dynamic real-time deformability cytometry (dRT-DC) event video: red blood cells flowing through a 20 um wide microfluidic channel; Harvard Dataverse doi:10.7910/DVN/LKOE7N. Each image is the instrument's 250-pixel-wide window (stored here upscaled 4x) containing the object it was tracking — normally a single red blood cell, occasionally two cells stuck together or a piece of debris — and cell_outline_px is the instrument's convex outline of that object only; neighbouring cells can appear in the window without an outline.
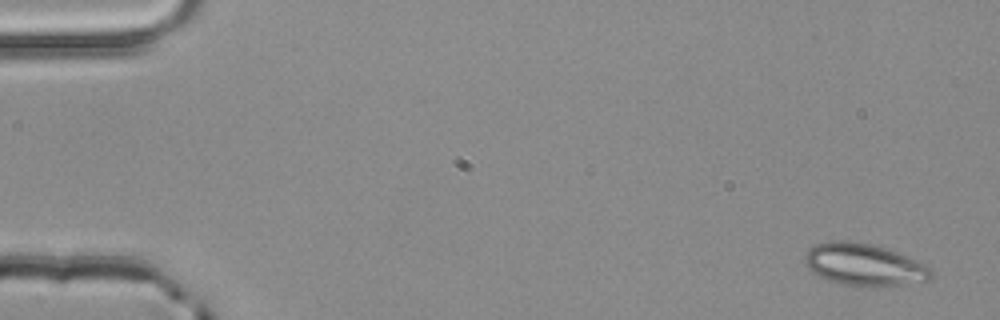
{"species": "common noctule bat (a hibernating species)", "species_latin": "Nyctalus noctula", "temperature_condition": "room temperature", "stored_images_in_passage": 4, "camera_frame_rate_fps": 3000, "um_per_image_px": 0.085, "animal": {"sex": "male", "body_mass_g": 20.4}, "frame": {"image": 1, "passage_image": 1, "time_ms": 0.0, "image_size_px": [1000, 320], "cell_outline_px": [[932, 276], [928, 280], [904, 284], [840, 284], [828, 280], [812, 272], [804, 264], [804, 256], [808, 248], [816, 244], [832, 240], [848, 240], [872, 244], [896, 252], [916, 260], [932, 268]], "centroid_in_image_um": [73.39, 22.45], "position_along_channel_um": 11.6, "area_um2": 30.4}}